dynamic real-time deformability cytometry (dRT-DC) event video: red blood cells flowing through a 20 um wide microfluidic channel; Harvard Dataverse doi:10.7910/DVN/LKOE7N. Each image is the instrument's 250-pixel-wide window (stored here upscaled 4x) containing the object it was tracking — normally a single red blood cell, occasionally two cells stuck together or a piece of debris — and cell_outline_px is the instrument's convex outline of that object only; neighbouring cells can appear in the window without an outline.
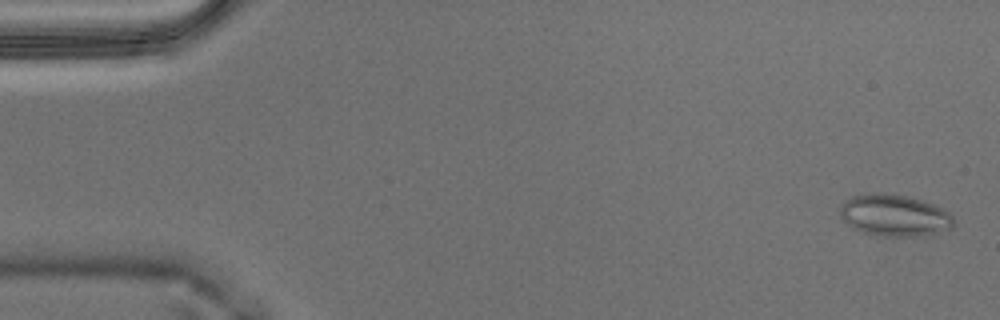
{"species": "Egyptian fruit bat (a non-hibernating species)", "species_latin": "Rousettus aegyptiacus", "temperature_condition": "warm", "stored_images_in_passage": 56, "camera_frame_rate_fps": 3000, "um_per_image_px": 0.085, "animal": {"sex": "male"}, "frame": {"image": 1, "passage_image": 2, "time_ms": 0.333, "image_size_px": [1000, 320], "cell_outline_px": [[956, 224], [952, 228], [912, 236], [876, 236], [852, 228], [840, 220], [840, 204], [844, 200], [852, 196], [864, 192], [892, 192], [920, 200], [944, 208], [952, 216]], "centroid_in_image_um": [75.94, 18.27], "position_along_channel_um": 9.1, "area_um2": 28.03}}
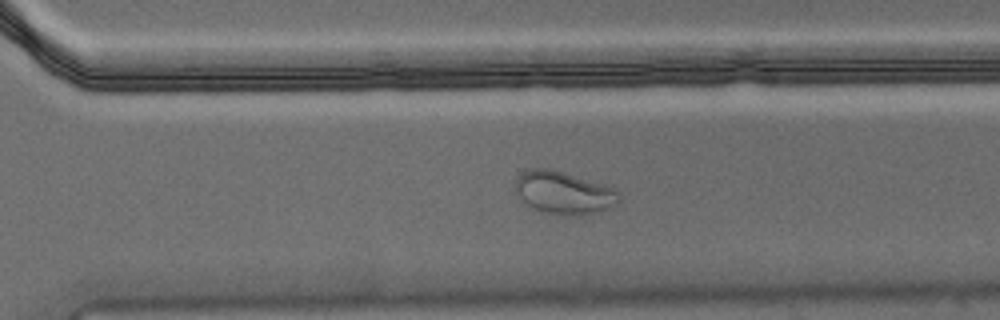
{"frame": {"image": 2, "passage_image": 39, "time_ms": 12.667, "image_size_px": [1000, 320], "cell_outline_px": [[620, 200], [608, 208], [576, 216], [572, 216], [548, 212], [532, 208], [516, 192], [516, 180], [524, 172], [532, 168], [552, 168], [612, 188], [620, 196]], "centroid_in_image_um": [47.9, 16.37], "position_along_channel_um": 322.7, "area_um2": 24.91}}
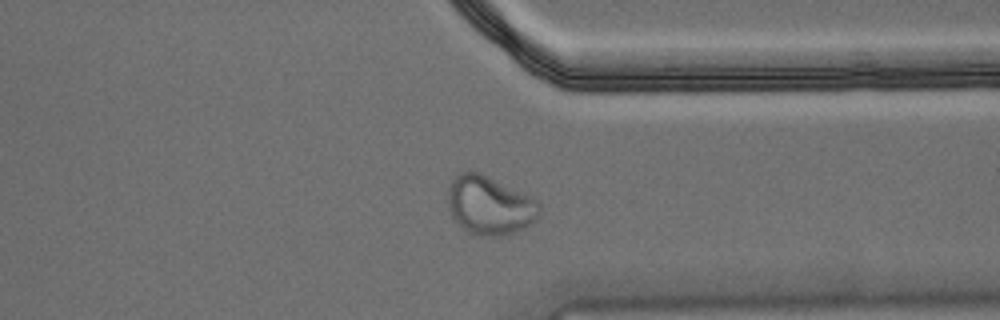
{"frame": {"image": 3, "passage_image": 43, "time_ms": 14.0, "image_size_px": [1000, 320], "cell_outline_px": [[540, 212], [532, 224], [508, 236], [484, 236], [468, 232], [452, 216], [448, 208], [448, 188], [452, 176], [460, 172], [480, 172], [536, 200], [540, 204]], "centroid_in_image_um": [41.6, 17.46], "position_along_channel_um": 369.8, "area_um2": 31.21}}